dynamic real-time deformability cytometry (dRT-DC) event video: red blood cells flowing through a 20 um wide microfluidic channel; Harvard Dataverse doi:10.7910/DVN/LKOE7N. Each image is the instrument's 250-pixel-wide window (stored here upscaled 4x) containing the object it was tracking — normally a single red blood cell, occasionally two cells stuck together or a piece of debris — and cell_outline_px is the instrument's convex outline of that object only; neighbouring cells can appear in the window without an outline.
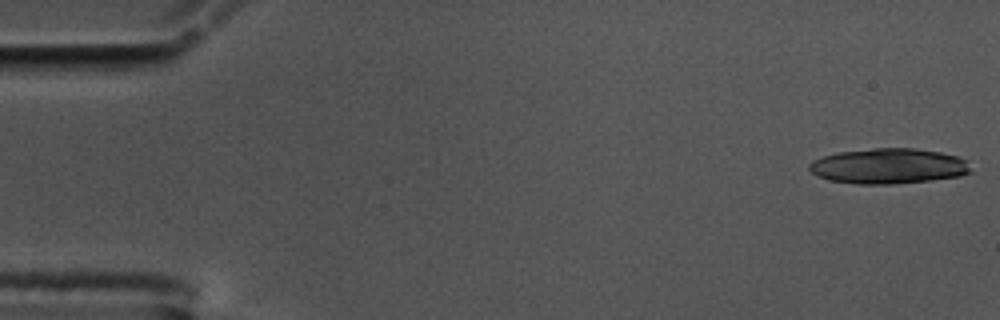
{"species": "common noctule bat (a hibernating species)", "species_latin": "Nyctalus noctula", "temperature_condition": "cold", "stored_images_in_passage": 18, "camera_frame_rate_fps": 3000, "um_per_image_px": 0.085, "animal": {"sex": "male", "body_mass_g": 17.5, "forearm_length_mm": 52.3}, "frame": {"image": 1, "passage_image": 1, "time_ms": 0.0, "image_size_px": [1000, 320], "cell_outline_px": [[972, 172], [960, 176], [932, 180], [892, 184], [856, 184], [828, 180], [812, 172], [808, 168], [808, 164], [812, 160], [824, 156], [840, 152], [872, 148], [912, 148], [940, 152], [960, 156], [968, 160]], "centroid_in_image_um": [75.57, 14.12], "position_along_channel_um": 9.4, "area_um2": 33.47}}